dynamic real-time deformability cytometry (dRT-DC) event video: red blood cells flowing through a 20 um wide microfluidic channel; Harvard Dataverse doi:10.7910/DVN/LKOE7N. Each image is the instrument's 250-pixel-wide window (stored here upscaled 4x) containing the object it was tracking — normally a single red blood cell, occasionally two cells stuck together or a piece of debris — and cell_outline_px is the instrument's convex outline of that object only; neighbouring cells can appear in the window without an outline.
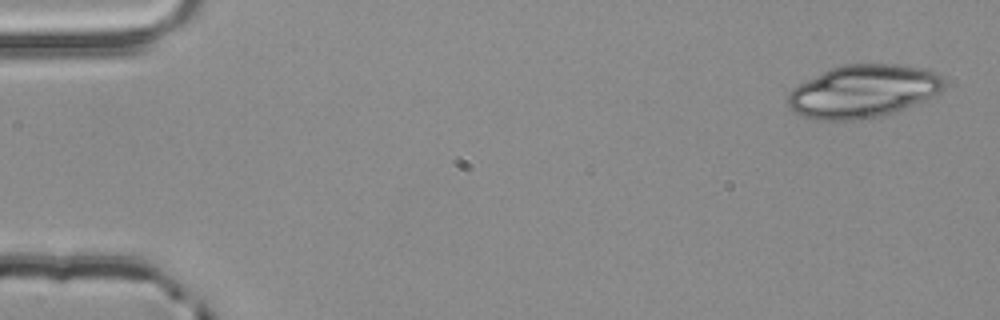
{"species": "common noctule bat (a hibernating species)", "species_latin": "Nyctalus noctula", "temperature_condition": "room temperature", "stored_images_in_passage": 52, "camera_frame_rate_fps": 3000, "um_per_image_px": 0.085, "animal": {"sex": "male", "body_mass_g": 20.4}, "frame": {"image": 1, "passage_image": 1, "time_ms": 0.0, "image_size_px": [1000, 320], "cell_outline_px": [[944, 88], [940, 92], [924, 104], [880, 116], [852, 120], [820, 120], [804, 116], [796, 112], [788, 104], [788, 92], [792, 88], [832, 68], [844, 64], [896, 64], [924, 68], [936, 72], [944, 80]], "centroid_in_image_um": [73.46, 7.77], "position_along_channel_um": 11.5, "area_um2": 48.26}}
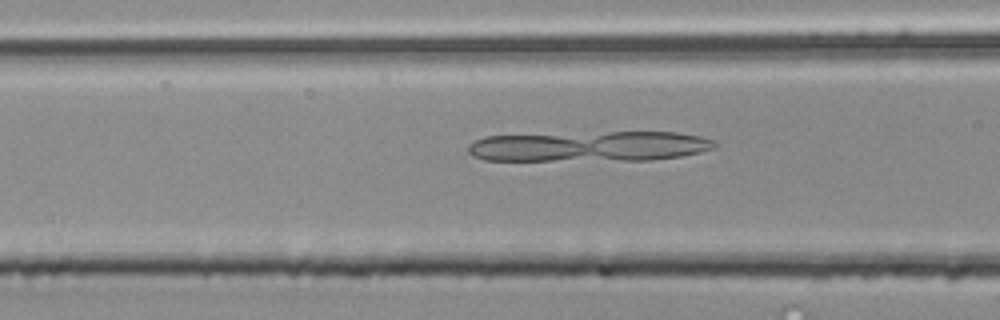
{"frame": {"image": 2, "passage_image": 20, "time_ms": 6.333, "image_size_px": [1000, 320], "cell_outline_px": [[716, 144], [712, 148], [700, 152], [680, 156], [652, 160], [484, 160], [472, 156], [468, 152], [468, 144], [484, 136], [608, 132], [676, 132], [700, 136], [712, 140]], "centroid_in_image_um": [50.07, 12.44], "position_along_channel_um": 116.5, "area_um2": 43.41}}
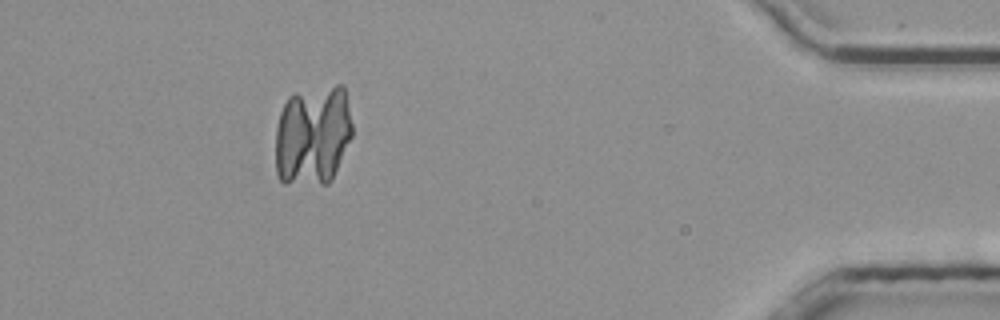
{"frame": {"image": 3, "passage_image": 47, "time_ms": 15.333, "image_size_px": [1000, 320], "cell_outline_px": [[352, 136], [332, 180], [328, 184], [284, 184], [280, 180], [276, 172], [276, 128], [280, 112], [288, 96], [296, 92], [336, 84], [344, 84], [352, 124]], "centroid_in_image_um": [26.59, 11.5], "position_along_channel_um": 408.6, "area_um2": 45.72}}